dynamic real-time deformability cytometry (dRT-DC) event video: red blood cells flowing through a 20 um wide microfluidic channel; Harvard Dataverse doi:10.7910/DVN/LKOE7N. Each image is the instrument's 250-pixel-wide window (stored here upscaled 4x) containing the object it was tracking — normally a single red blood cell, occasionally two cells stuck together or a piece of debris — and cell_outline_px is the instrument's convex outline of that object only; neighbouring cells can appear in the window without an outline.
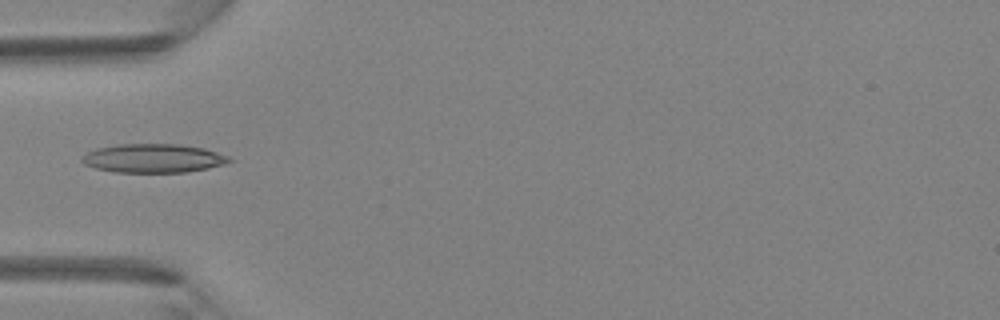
{"species": "Egyptian fruit bat (a non-hibernating species)", "species_latin": "Rousettus aegyptiacus", "temperature_condition": "room temperature", "stored_images_in_passage": 6, "camera_frame_rate_fps": 3000, "um_per_image_px": 0.085, "animal": {"sex": "female"}, "frame": {"image": 1, "passage_image": 5, "time_ms": 1.333, "image_size_px": [1000, 320], "cell_outline_px": [[232, 160], [224, 164], [208, 168], [188, 172], [116, 172], [96, 168], [84, 164], [80, 160], [80, 156], [96, 148], [120, 144], [176, 144], [204, 148], [228, 156]], "centroid_in_image_um": [13.0, 13.45], "position_along_channel_um": 72.0, "area_um2": 24.62}}
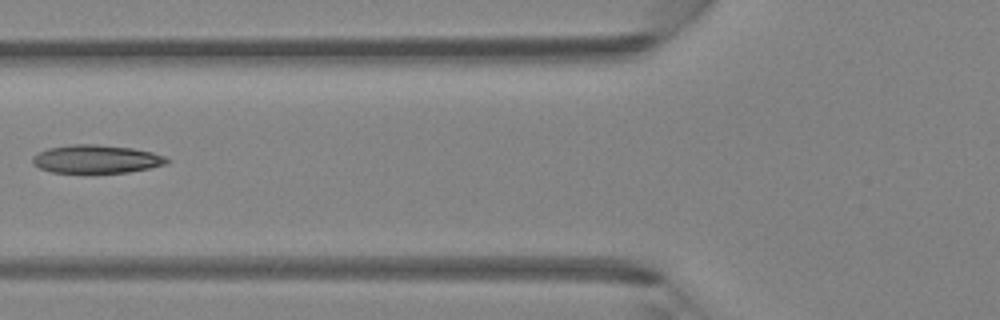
{"frame": {"image": 2, "passage_image": 6, "time_ms": 1.667, "image_size_px": [1000, 320], "cell_outline_px": [[172, 160], [168, 164], [128, 172], [52, 172], [40, 168], [32, 164], [32, 156], [48, 148], [72, 144], [96, 144], [132, 148], [152, 152], [164, 156]], "centroid_in_image_um": [8.21, 13.51], "position_along_channel_um": 117.6, "area_um2": 22.02}}